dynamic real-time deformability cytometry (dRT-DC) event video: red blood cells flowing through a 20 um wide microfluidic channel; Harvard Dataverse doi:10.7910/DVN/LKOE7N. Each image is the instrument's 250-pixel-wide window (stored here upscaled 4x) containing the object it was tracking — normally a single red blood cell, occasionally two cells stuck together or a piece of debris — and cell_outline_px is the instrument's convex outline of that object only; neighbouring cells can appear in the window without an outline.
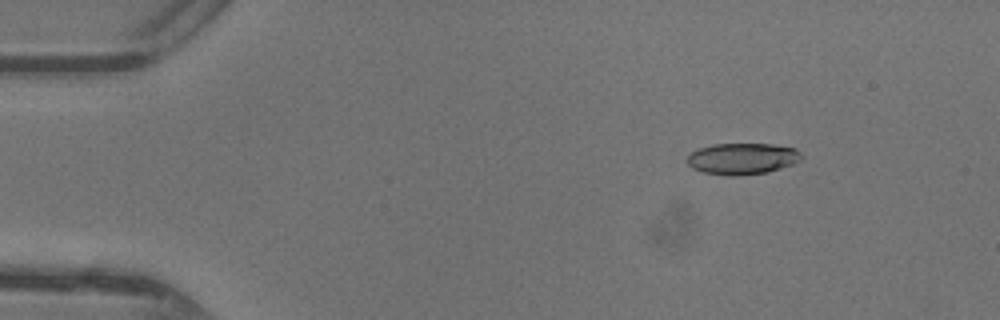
{"species": "common noctule bat (a hibernating species)", "species_latin": "Nyctalus noctula", "temperature_condition": "warm", "stored_images_in_passage": 48, "camera_frame_rate_fps": 3000, "um_per_image_px": 0.085, "animal": {"sex": "female"}, "frame": {"image": 1, "passage_image": 7, "time_ms": 2.0, "image_size_px": [1000, 320], "cell_outline_px": [[804, 156], [800, 160], [792, 164], [768, 172], [736, 176], [728, 176], [704, 172], [692, 168], [688, 164], [688, 156], [692, 152], [700, 148], [712, 144], [772, 144], [796, 148]], "centroid_in_image_um": [63.12, 13.49], "position_along_channel_um": 21.9, "area_um2": 20.87}}
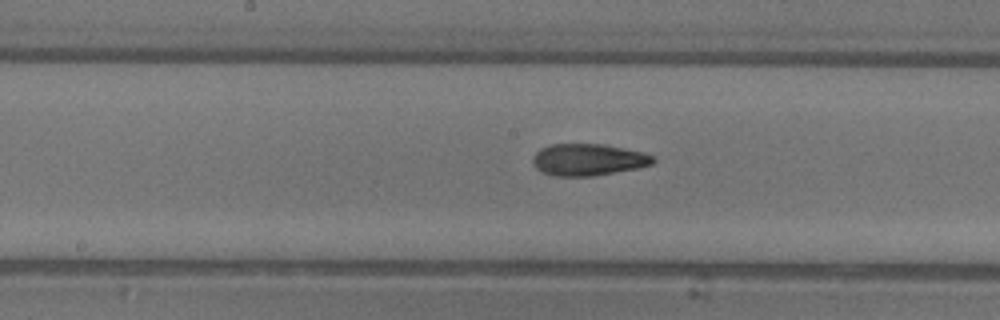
{"frame": {"image": 2, "passage_image": 25, "time_ms": 8.0, "image_size_px": [1000, 320], "cell_outline_px": [[656, 160], [652, 164], [636, 168], [592, 176], [556, 176], [544, 172], [536, 168], [532, 164], [532, 160], [536, 152], [540, 148], [552, 144], [604, 144], [644, 152], [656, 156]], "centroid_in_image_um": [50.01, 13.56], "position_along_channel_um": 198.2, "area_um2": 22.31}}
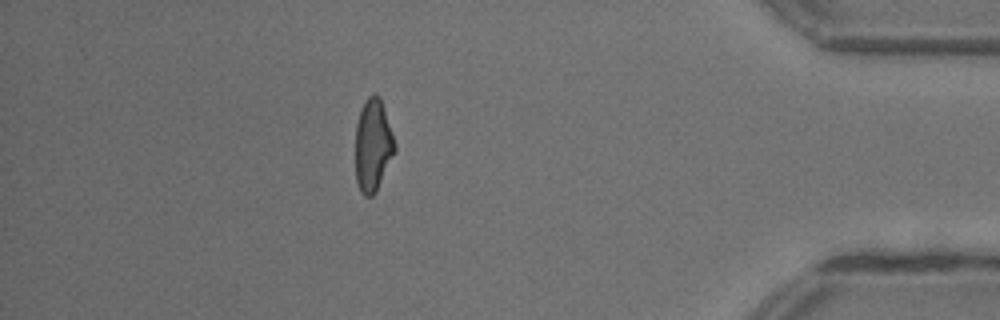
{"frame": {"image": 3, "passage_image": 42, "time_ms": 13.667, "image_size_px": [1000, 320], "cell_outline_px": [[396, 148], [376, 192], [372, 196], [364, 196], [360, 192], [356, 180], [356, 124], [364, 100], [372, 92], [376, 92], [380, 96], [396, 144]], "centroid_in_image_um": [31.69, 12.32], "position_along_channel_um": 403.5, "area_um2": 21.21}, "authors_computed_cell_mechanics": {"area_um2": 21.5016, "velocity_mm_per_s": 4.4269, "shape_relaxation_time_tau1_ms": 5.2315, "shape_relaxation_time_tau2_ms": 2.7312, "deformation_change_tau1": 0.1946, "deformation_change_tau2": 0.0914}}